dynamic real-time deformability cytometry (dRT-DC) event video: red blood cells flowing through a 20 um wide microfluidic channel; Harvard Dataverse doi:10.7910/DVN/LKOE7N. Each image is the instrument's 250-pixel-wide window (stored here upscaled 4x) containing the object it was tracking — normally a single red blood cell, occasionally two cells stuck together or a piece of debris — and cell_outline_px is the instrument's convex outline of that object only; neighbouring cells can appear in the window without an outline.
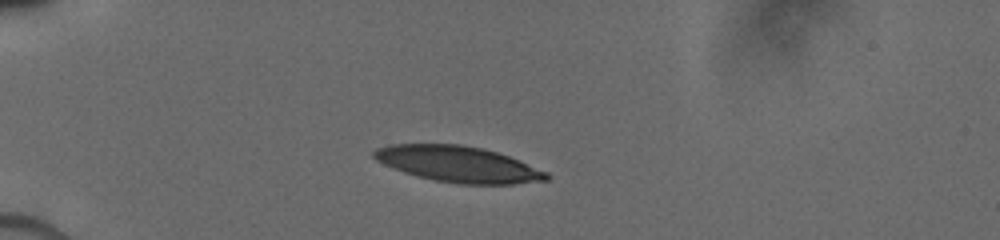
{"species": "human", "species_latin": "Homo sapiens", "temperature_condition": "cold", "stored_images_in_passage": 35, "camera_frame_rate_fps": 3000, "um_per_image_px": 0.085, "donor": {"sex": "male"}, "frame": {"image": 1, "passage_image": 8, "time_ms": 3.0, "image_size_px": [1000, 240], "cell_outline_px": [[552, 176], [548, 180], [512, 184], [456, 184], [416, 176], [404, 172], [384, 164], [376, 160], [372, 156], [372, 152], [376, 148], [388, 144], [460, 144], [484, 148], [508, 156], [548, 172]], "centroid_in_image_um": [38.94, 13.95], "position_along_channel_um": 46.1, "area_um2": 36.24}}
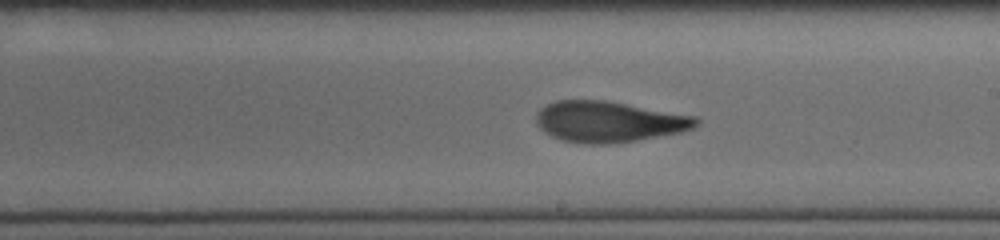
{"frame": {"image": 2, "passage_image": 23, "time_ms": 8.667, "image_size_px": [1000, 240], "cell_outline_px": [[700, 124], [692, 128], [680, 132], [636, 140], [608, 144], [584, 144], [560, 140], [544, 132], [536, 124], [536, 112], [540, 108], [556, 100], [608, 100], [696, 116], [700, 120]], "centroid_in_image_um": [51.73, 10.33], "position_along_channel_um": 237.3, "area_um2": 38.38}}
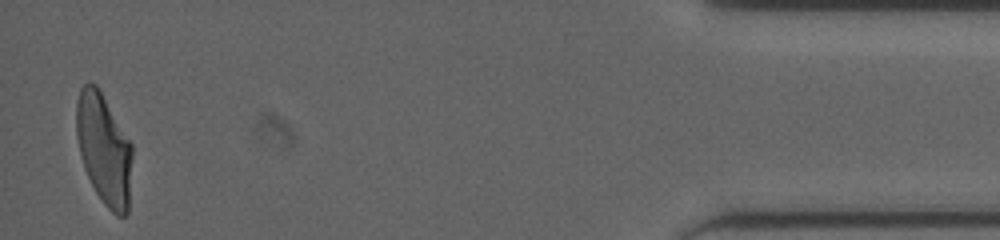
{"frame": {"image": 3, "passage_image": 35, "time_ms": 15.0, "image_size_px": [1000, 240], "cell_outline_px": [[132, 156], [128, 212], [124, 216], [116, 216], [104, 204], [96, 192], [84, 168], [80, 156], [76, 136], [76, 104], [80, 88], [88, 80], [96, 84], [132, 144]], "centroid_in_image_um": [8.82, 12.66], "position_along_channel_um": 426.4, "area_um2": 36.13}}